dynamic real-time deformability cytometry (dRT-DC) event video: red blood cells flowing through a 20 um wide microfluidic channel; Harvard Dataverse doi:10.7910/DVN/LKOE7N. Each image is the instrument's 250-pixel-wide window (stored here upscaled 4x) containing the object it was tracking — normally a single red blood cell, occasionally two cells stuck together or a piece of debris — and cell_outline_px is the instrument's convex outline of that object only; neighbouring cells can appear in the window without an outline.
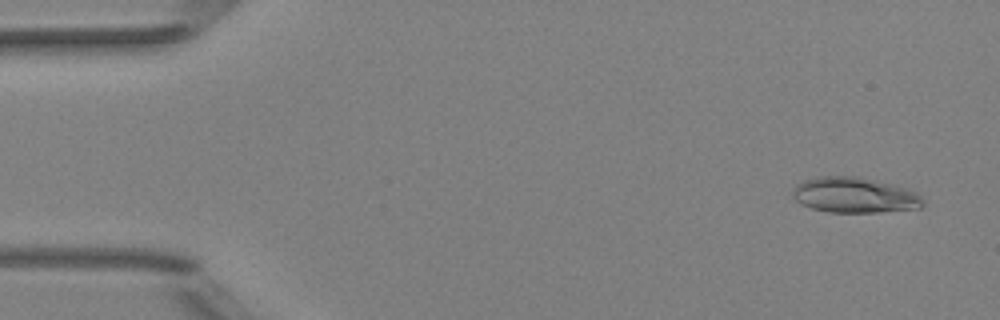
{"species": "Egyptian fruit bat (a non-hibernating species)", "species_latin": "Rousettus aegyptiacus", "temperature_condition": "room temperature", "stored_images_in_passage": 50, "camera_frame_rate_fps": 3000, "um_per_image_px": 0.085, "animal": {"sex": "female"}, "frame": {"image": 1, "passage_image": 2, "time_ms": 0.333, "image_size_px": [1000, 320], "cell_outline_px": [[924, 204], [920, 208], [880, 212], [828, 212], [812, 208], [800, 204], [792, 196], [792, 188], [796, 184], [804, 180], [816, 176], [860, 176], [908, 188], [916, 192], [924, 200]], "centroid_in_image_um": [72.62, 16.57], "position_along_channel_um": 12.4, "area_um2": 27.28}}
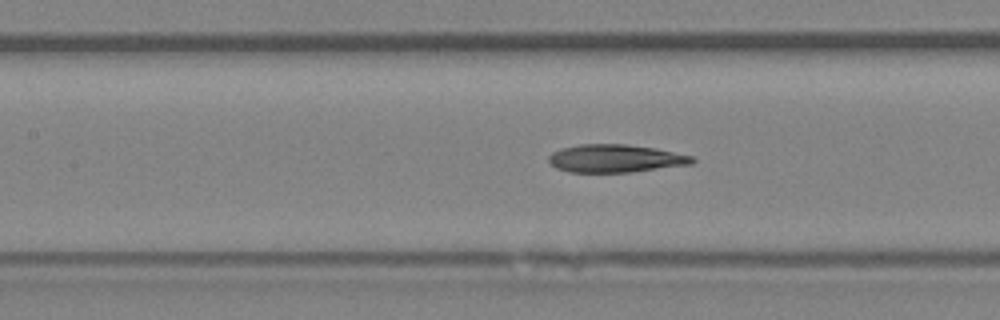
{"frame": {"image": 2, "passage_image": 22, "time_ms": 7.0, "image_size_px": [1000, 320], "cell_outline_px": [[696, 160], [692, 164], [632, 172], [568, 172], [556, 168], [548, 160], [548, 156], [552, 152], [560, 148], [580, 144], [624, 144], [656, 148], [692, 156]], "centroid_in_image_um": [52.29, 13.47], "position_along_channel_um": 155.1, "area_um2": 23.41}}
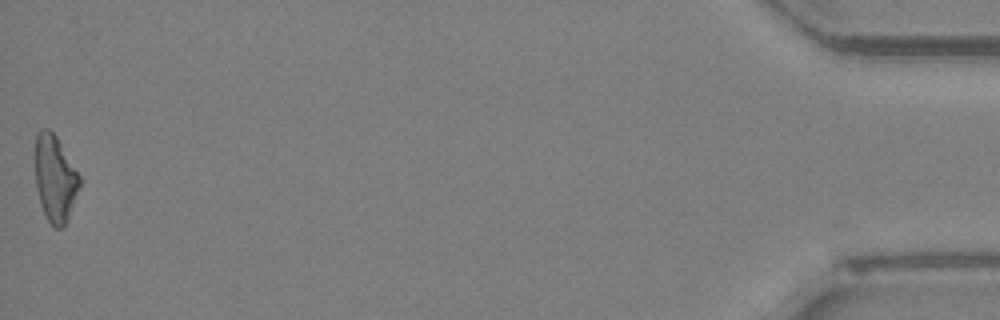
{"frame": {"image": 3, "passage_image": 50, "time_ms": 16.333, "image_size_px": [1000, 320], "cell_outline_px": [[84, 180], [68, 216], [64, 224], [60, 228], [56, 228], [44, 216], [40, 204], [36, 188], [36, 132], [40, 128], [48, 128], [56, 136]], "centroid_in_image_um": [4.7, 15.15], "position_along_channel_um": 430.5, "area_um2": 22.6}, "authors_computed_cell_mechanics": {"area_um2": 23.6113, "velocity_mm_per_s": 4.0195, "shape_relaxation_time_tau1_ms": 7.6672, "shape_relaxation_time_tau2_ms": 3.4344, "deformation_change_tau1": 0.2397, "deformation_change_tau2": 0.1392}}